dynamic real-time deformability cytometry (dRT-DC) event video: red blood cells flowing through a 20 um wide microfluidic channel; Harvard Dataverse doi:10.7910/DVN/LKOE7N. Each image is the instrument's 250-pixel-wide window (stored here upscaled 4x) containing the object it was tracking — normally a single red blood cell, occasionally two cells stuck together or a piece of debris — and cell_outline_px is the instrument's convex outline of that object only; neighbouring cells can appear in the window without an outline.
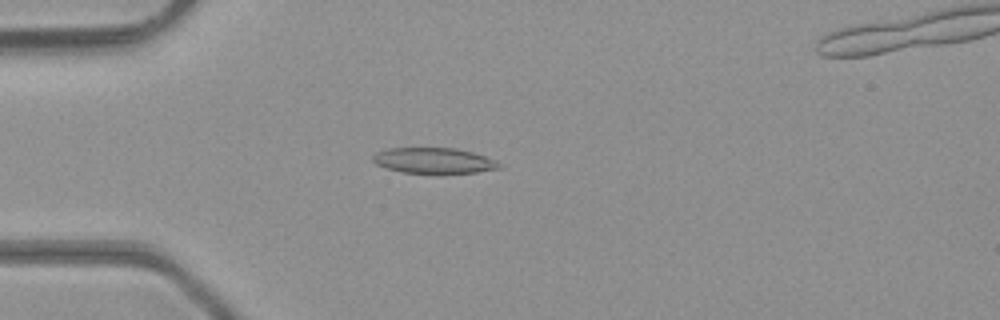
{"species": "common noctule bat (a hibernating species)", "species_latin": "Nyctalus noctula", "temperature_condition": "room temperature", "stored_images_in_passage": 3, "camera_frame_rate_fps": 3000, "um_per_image_px": 0.085, "animal": {"sex": "male", "body_mass_g": 23.1, "forearm_length_mm": 52.7}, "frame": {"image": 1, "passage_image": 3, "time_ms": 0.667, "image_size_px": [1000, 320], "cell_outline_px": [[504, 168], [476, 172], [404, 172], [388, 168], [376, 164], [372, 160], [372, 156], [376, 152], [388, 148], [456, 148], [472, 152], [484, 156], [500, 164]], "centroid_in_image_um": [36.86, 13.63], "position_along_channel_um": 48.1, "area_um2": 18.44}}